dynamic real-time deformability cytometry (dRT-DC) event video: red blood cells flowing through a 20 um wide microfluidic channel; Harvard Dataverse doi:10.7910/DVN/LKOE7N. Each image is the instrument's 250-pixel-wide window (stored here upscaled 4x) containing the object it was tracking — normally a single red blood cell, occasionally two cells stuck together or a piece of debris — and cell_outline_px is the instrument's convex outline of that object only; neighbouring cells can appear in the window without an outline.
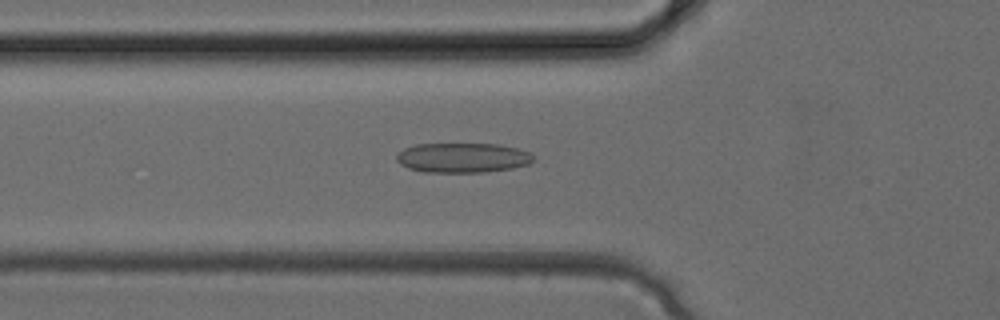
{"species": "common noctule bat (a hibernating species)", "species_latin": "Nyctalus noctula", "temperature_condition": "cold", "stored_images_in_passage": 30, "camera_frame_rate_fps": 3000, "um_per_image_px": 0.085, "animal": {"sex": "female", "body_mass_g": 24.6, "forearm_length_mm": 56.2}, "frame": {"image": 1, "passage_image": 10, "time_ms": 3.0, "image_size_px": [1000, 320], "cell_outline_px": [[532, 160], [528, 164], [512, 168], [484, 172], [424, 172], [408, 168], [400, 164], [396, 160], [396, 156], [404, 148], [416, 144], [500, 144], [520, 148], [532, 152]], "centroid_in_image_um": [39.33, 13.4], "position_along_channel_um": 86.5, "area_um2": 23.81}}
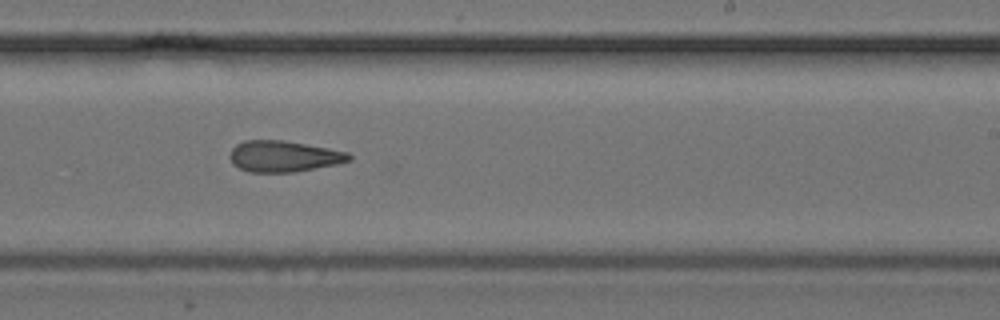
{"frame": {"image": 2, "passage_image": 19, "time_ms": 6.0, "image_size_px": [1000, 320], "cell_outline_px": [[352, 160], [336, 164], [296, 172], [248, 172], [232, 164], [228, 156], [232, 148], [236, 144], [244, 140], [284, 140], [328, 148], [348, 152], [352, 156]], "centroid_in_image_um": [24.09, 13.28], "position_along_channel_um": 264.9, "area_um2": 21.79}}
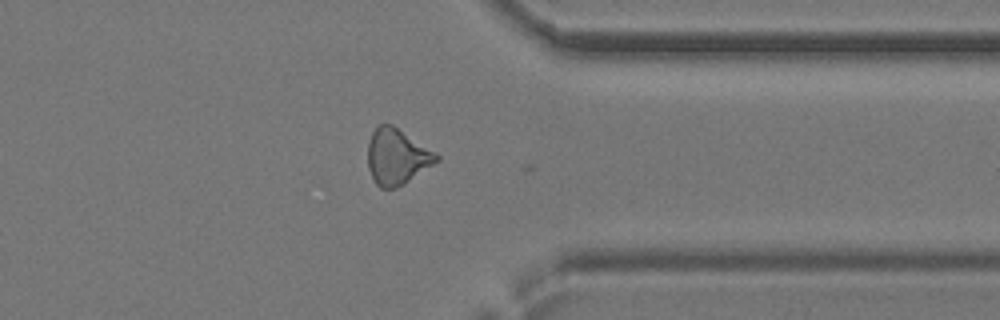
{"frame": {"image": 3, "passage_image": 25, "time_ms": 8.0, "image_size_px": [1000, 320], "cell_outline_px": [[440, 160], [404, 184], [396, 188], [380, 188], [376, 184], [368, 168], [368, 144], [372, 132], [380, 124], [392, 124], [436, 152], [440, 156]], "centroid_in_image_um": [33.75, 13.32], "position_along_channel_um": 377.7, "area_um2": 22.31}}